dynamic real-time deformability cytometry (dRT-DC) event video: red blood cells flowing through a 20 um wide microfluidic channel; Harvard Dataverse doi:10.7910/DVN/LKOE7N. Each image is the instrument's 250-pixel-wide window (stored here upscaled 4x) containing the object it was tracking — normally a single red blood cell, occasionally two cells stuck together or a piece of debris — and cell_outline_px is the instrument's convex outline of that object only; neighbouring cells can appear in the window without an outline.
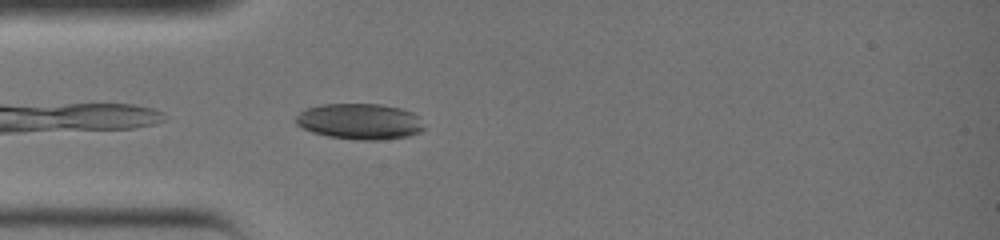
{"species": "common noctule bat (a hibernating species)", "species_latin": "Nyctalus noctula", "temperature_condition": "warm", "stored_images_in_passage": 7, "camera_frame_rate_fps": 3000, "um_per_image_px": 0.085, "animal": {"sex": "female", "body_mass_g": 19.0, "forearm_length_mm": 51.5}, "frame": {"image": 1, "passage_image": 2, "time_ms": 0.333, "image_size_px": [1000, 240], "cell_outline_px": [[424, 128], [420, 132], [408, 136], [380, 140], [356, 140], [328, 136], [312, 132], [296, 124], [296, 116], [304, 108], [324, 104], [380, 104], [400, 108], [412, 112], [416, 116]], "centroid_in_image_um": [30.55, 10.32], "position_along_channel_um": 54.5, "area_um2": 26.7}}
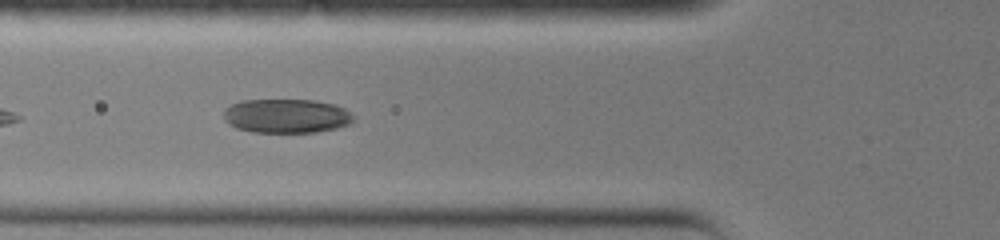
{"frame": {"image": 2, "passage_image": 5, "time_ms": 1.333, "image_size_px": [1000, 240], "cell_outline_px": [[352, 124], [336, 128], [316, 132], [252, 132], [236, 128], [228, 124], [224, 120], [224, 108], [240, 100], [316, 100], [336, 104], [344, 108], [352, 116]], "centroid_in_image_um": [24.32, 9.85], "position_along_channel_um": 101.5, "area_um2": 25.95}}
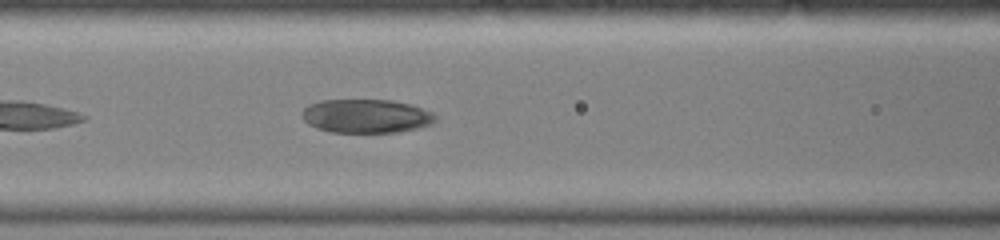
{"frame": {"image": 3, "passage_image": 7, "time_ms": 2.0, "image_size_px": [1000, 240], "cell_outline_px": [[436, 120], [432, 124], [416, 128], [396, 132], [332, 132], [316, 128], [308, 124], [300, 116], [304, 108], [308, 104], [320, 100], [392, 100], [412, 104], [432, 112], [436, 116]], "centroid_in_image_um": [31.11, 9.86], "position_along_channel_um": 135.5, "area_um2": 26.36}}